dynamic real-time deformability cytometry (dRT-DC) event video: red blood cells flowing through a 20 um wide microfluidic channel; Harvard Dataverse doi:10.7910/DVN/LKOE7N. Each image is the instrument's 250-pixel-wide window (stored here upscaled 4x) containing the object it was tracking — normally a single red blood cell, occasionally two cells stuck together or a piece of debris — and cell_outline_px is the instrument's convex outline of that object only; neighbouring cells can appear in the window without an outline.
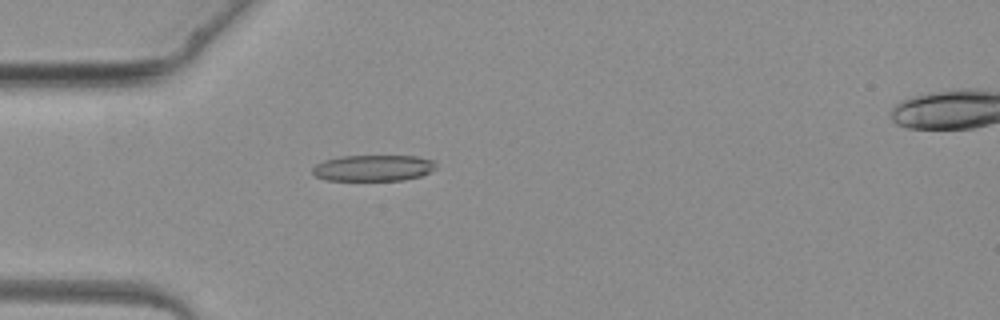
{"species": "common noctule bat (a hibernating species)", "species_latin": "Nyctalus noctula", "temperature_condition": "warm", "stored_images_in_passage": 4, "camera_frame_rate_fps": 3000, "um_per_image_px": 0.085, "animal": {"sex": "female", "body_mass_g": 19.3, "forearm_length_mm": 54.1}, "frame": {"image": 1, "passage_image": 3, "time_ms": 3.333, "image_size_px": [1000, 320], "cell_outline_px": [[436, 168], [420, 176], [404, 180], [324, 180], [316, 176], [312, 172], [312, 168], [316, 164], [324, 160], [340, 156], [416, 156], [432, 160], [436, 164]], "centroid_in_image_um": [31.7, 14.28], "position_along_channel_um": 53.3, "area_um2": 18.79}}